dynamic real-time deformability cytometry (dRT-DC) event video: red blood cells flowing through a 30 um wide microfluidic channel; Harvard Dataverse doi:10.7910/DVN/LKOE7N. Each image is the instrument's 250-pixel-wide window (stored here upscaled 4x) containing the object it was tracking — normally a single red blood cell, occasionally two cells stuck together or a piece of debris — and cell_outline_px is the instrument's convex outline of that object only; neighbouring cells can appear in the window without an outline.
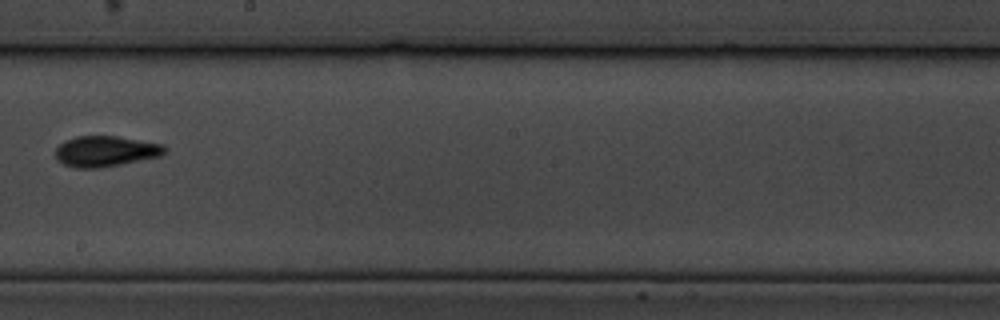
{"species": "common noctule bat (a hibernating species)", "species_latin": "Nyctalus noctula", "temperature_condition": "cold", "stored_images_in_passage": 18, "camera_frame_rate_fps": 3000, "um_per_image_px": 0.085, "animal": {"sex": "male", "body_mass_g": 19.5, "forearm_length_mm": 54.6}, "frame": {"image": 1, "passage_image": 11, "time_ms": 12.667, "image_size_px": [1000, 320], "cell_outline_px": [[168, 148], [160, 156], [120, 164], [96, 168], [72, 168], [56, 160], [56, 148], [64, 140], [76, 136], [116, 136], [164, 144]], "centroid_in_image_um": [8.95, 12.85], "position_along_channel_um": 239.3, "area_um2": 19.54}}
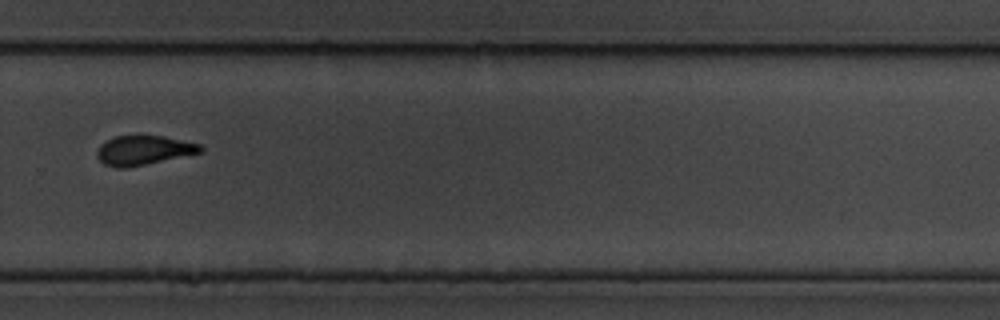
{"frame": {"image": 2, "passage_image": 13, "time_ms": 15.0, "image_size_px": [1000, 320], "cell_outline_px": [[204, 152], [128, 168], [116, 168], [104, 164], [96, 156], [96, 152], [100, 144], [116, 136], [136, 132], [164, 136], [200, 144], [204, 148]], "centroid_in_image_um": [12.2, 12.74], "position_along_channel_um": 317.6, "area_um2": 18.5}}